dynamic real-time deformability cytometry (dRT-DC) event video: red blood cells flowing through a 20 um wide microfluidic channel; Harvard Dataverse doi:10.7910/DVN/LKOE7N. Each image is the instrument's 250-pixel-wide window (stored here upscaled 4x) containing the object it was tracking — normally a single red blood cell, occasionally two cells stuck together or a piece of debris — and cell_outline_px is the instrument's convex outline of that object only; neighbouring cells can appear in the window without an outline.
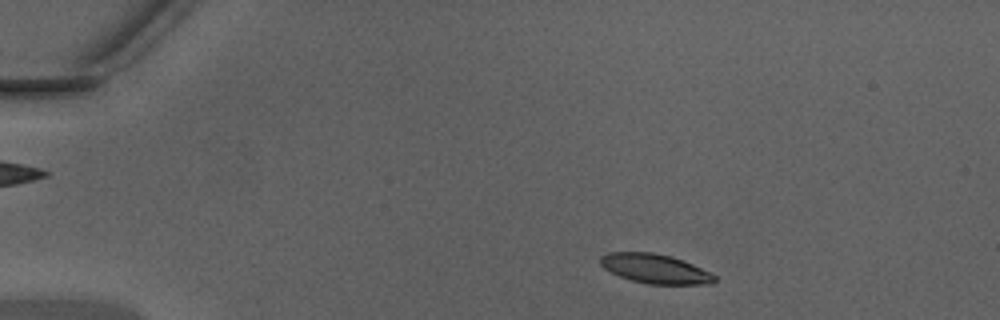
{"species": "Egyptian fruit bat (a non-hibernating species)", "species_latin": "Rousettus aegyptiacus", "temperature_condition": "warm", "stored_images_in_passage": 39, "camera_frame_rate_fps": 3000, "um_per_image_px": 0.085, "animal": {"sex": "male"}, "frame": {"image": 1, "passage_image": 4, "time_ms": 1.0, "image_size_px": [1000, 320], "cell_outline_px": [[716, 280], [712, 284], [648, 284], [632, 280], [620, 276], [604, 268], [600, 264], [600, 256], [608, 252], [652, 252], [672, 256], [684, 260], [712, 272], [716, 276]], "centroid_in_image_um": [55.72, 22.83], "position_along_channel_um": 29.3, "area_um2": 19.71}}
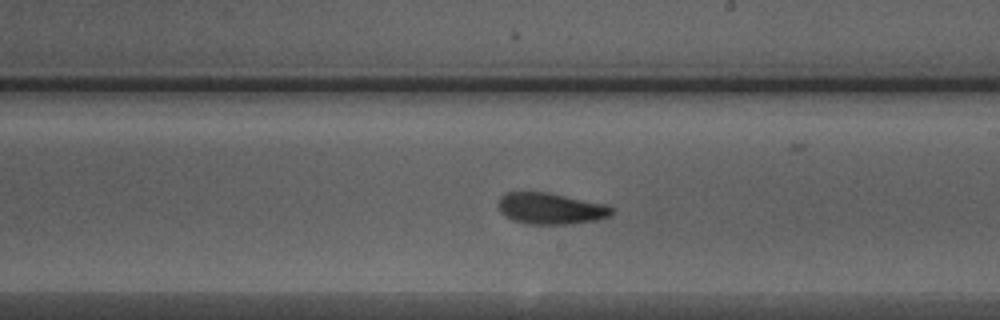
{"frame": {"image": 2, "passage_image": 24, "time_ms": 7.667, "image_size_px": [1000, 320], "cell_outline_px": [[612, 216], [596, 220], [572, 224], [524, 224], [512, 220], [500, 212], [500, 196], [504, 192], [548, 192], [604, 204], [612, 208]], "centroid_in_image_um": [46.8, 17.73], "position_along_channel_um": 242.2, "area_um2": 20.69}}
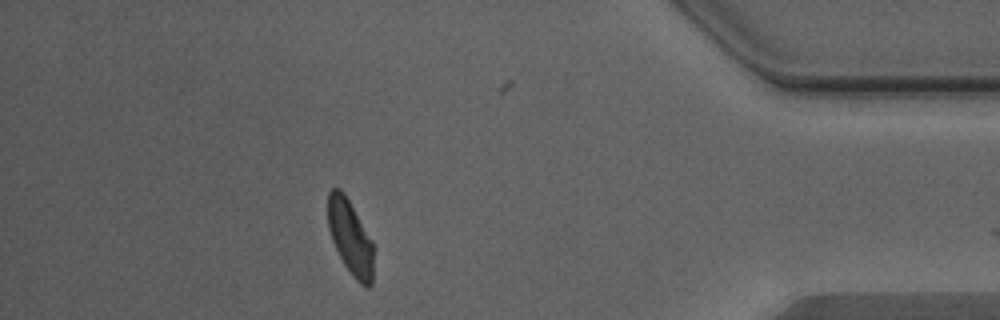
{"frame": {"image": 3, "passage_image": 38, "time_ms": 12.333, "image_size_px": [1000, 320], "cell_outline_px": [[372, 284], [368, 288], [364, 288], [352, 276], [344, 264], [332, 240], [328, 228], [328, 192], [332, 188], [340, 188], [344, 192], [372, 240]], "centroid_in_image_um": [29.76, 20.18], "position_along_channel_um": 405.4, "area_um2": 19.71}}